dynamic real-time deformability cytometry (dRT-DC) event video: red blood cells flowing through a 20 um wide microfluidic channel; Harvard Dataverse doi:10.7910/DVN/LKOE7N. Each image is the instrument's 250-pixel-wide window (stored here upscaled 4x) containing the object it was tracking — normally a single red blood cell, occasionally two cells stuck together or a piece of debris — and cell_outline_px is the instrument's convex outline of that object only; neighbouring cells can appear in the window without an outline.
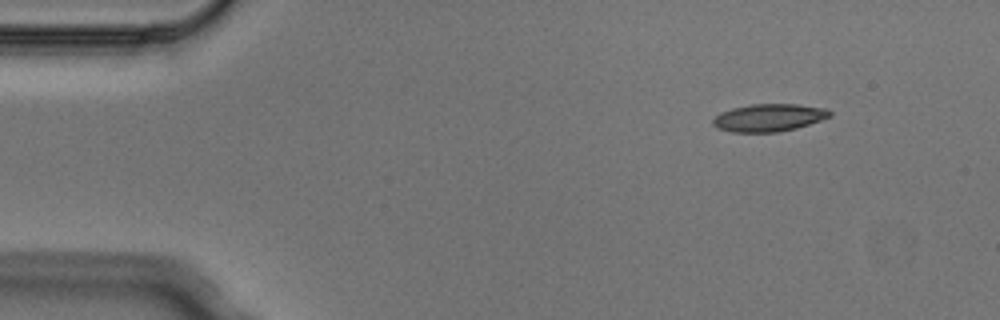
{"species": "Egyptian fruit bat (a non-hibernating species)", "species_latin": "Rousettus aegyptiacus", "temperature_condition": "cold", "stored_images_in_passage": 6, "segment_of_instrument_passage": [2, 2], "camera_frame_rate_fps": 3000, "um_per_image_px": 0.085, "animal": {"sex": "male"}, "frame": {"image": 1, "passage_image": 6, "time_ms": 1.667, "image_size_px": [1000, 320], "cell_outline_px": [[832, 116], [796, 128], [776, 132], [732, 132], [716, 128], [712, 124], [712, 120], [720, 112], [732, 108], [752, 104], [796, 104], [828, 108], [832, 112]], "centroid_in_image_um": [65.35, 9.99], "position_along_channel_um": 19.6, "area_um2": 18.84}}